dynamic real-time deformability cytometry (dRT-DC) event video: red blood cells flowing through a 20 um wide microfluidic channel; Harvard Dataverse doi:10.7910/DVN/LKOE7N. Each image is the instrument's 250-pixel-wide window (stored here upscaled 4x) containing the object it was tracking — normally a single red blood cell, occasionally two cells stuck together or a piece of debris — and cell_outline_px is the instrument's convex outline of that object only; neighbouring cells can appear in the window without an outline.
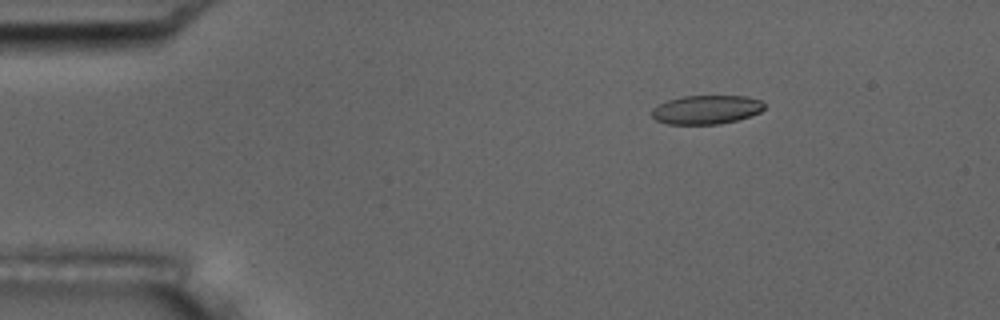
{"species": "common noctule bat (a hibernating species)", "species_latin": "Nyctalus noctula", "temperature_condition": "room temperature", "stored_images_in_passage": 9, "camera_frame_rate_fps": 3000, "um_per_image_px": 0.085, "animal": {"sex": "male", "body_mass_g": 17.5, "forearm_length_mm": 52.3}, "frame": {"image": 1, "passage_image": 3, "time_ms": 0.667, "image_size_px": [1000, 320], "cell_outline_px": [[764, 108], [760, 112], [736, 120], [720, 124], [668, 124], [656, 120], [652, 116], [652, 108], [668, 100], [684, 96], [744, 96], [760, 100], [764, 104]], "centroid_in_image_um": [60.02, 9.32], "position_along_channel_um": 25.0, "area_um2": 18.73}}
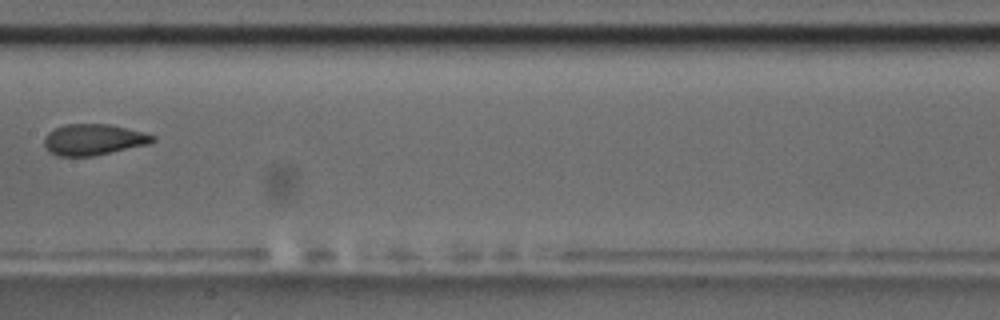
{"frame": {"image": 2, "passage_image": 8, "time_ms": 2.333, "image_size_px": [1000, 320], "cell_outline_px": [[156, 140], [148, 144], [92, 156], [56, 156], [48, 152], [44, 144], [44, 136], [48, 132], [64, 124], [108, 124], [144, 132], [156, 136]], "centroid_in_image_um": [7.92, 11.86], "position_along_channel_um": 199.5, "area_um2": 19.65}}